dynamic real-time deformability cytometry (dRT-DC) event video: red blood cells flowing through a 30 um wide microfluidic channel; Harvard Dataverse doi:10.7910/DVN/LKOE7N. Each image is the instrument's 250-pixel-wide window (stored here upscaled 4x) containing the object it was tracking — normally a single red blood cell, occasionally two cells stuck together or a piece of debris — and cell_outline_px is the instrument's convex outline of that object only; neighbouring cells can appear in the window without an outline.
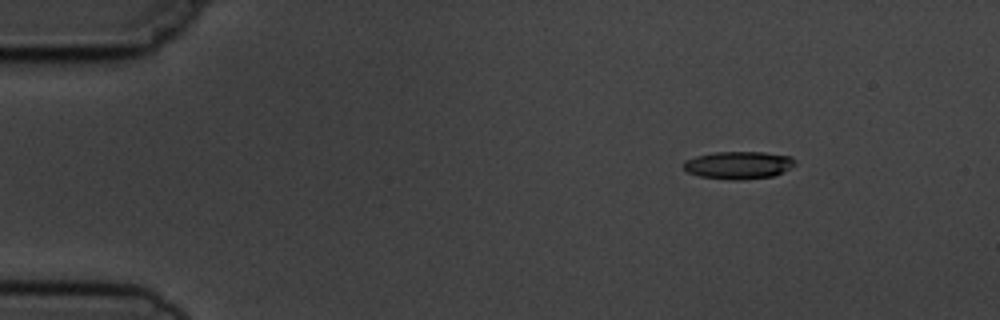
{"species": "common noctule bat (a hibernating species)", "species_latin": "Nyctalus noctula", "temperature_condition": "cold", "stored_images_in_passage": 4, "camera_frame_rate_fps": 3000, "um_per_image_px": 0.085, "animal": {"sex": "male", "body_mass_g": 19.5, "forearm_length_mm": 54.6}, "frame": {"image": 1, "passage_image": 1, "time_ms": 0.0, "image_size_px": [1000, 320], "cell_outline_px": [[796, 164], [772, 176], [740, 180], [732, 180], [700, 176], [688, 172], [684, 168], [684, 160], [696, 156], [716, 152], [764, 152], [792, 156], [796, 160]], "centroid_in_image_um": [62.77, 14.02], "position_along_channel_um": 22.2, "area_um2": 17.8}}
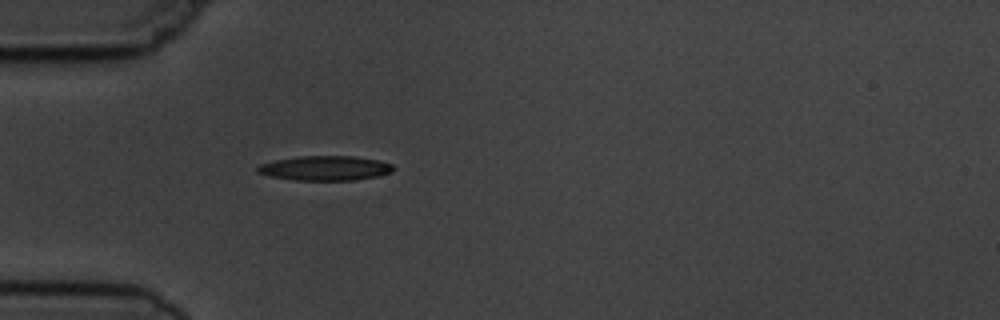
{"frame": {"image": 2, "passage_image": 4, "time_ms": 3.0, "image_size_px": [1000, 320], "cell_outline_px": [[396, 168], [392, 172], [380, 176], [356, 180], [292, 180], [272, 176], [256, 172], [256, 168], [260, 164], [276, 160], [296, 156], [352, 156], [376, 160], [392, 164]], "centroid_in_image_um": [27.66, 14.3], "position_along_channel_um": 57.3, "area_um2": 19.54}}